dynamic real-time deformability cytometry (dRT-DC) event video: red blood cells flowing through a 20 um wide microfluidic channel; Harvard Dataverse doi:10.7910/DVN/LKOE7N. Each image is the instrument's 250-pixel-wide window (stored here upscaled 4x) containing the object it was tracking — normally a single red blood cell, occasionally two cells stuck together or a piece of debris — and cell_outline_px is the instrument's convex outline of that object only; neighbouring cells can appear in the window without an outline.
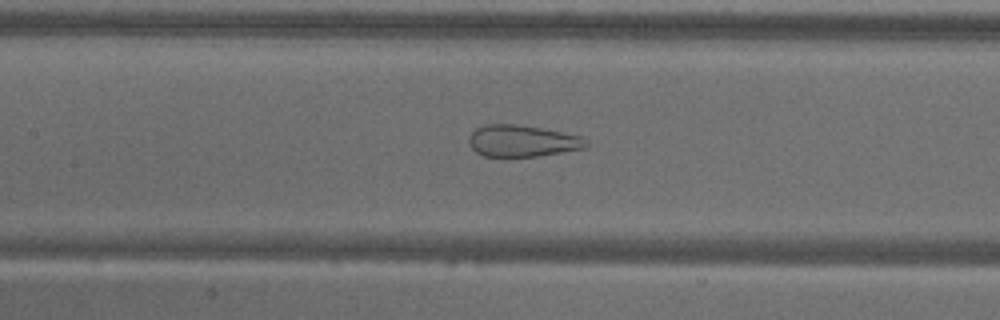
{"species": "common noctule bat (a hibernating species)", "species_latin": "Nyctalus noctula", "temperature_condition": "warm", "stored_images_in_passage": 54, "camera_frame_rate_fps": 3000, "um_per_image_px": 0.085, "animal": {"sex": "male", "body_mass_g": 18.8}, "frame": {"image": 1, "passage_image": 24, "time_ms": 7.667, "image_size_px": [1000, 320], "cell_outline_px": [[588, 144], [584, 148], [536, 156], [484, 156], [476, 152], [468, 144], [468, 136], [476, 128], [484, 124], [516, 124], [540, 128], [580, 136], [588, 140]], "centroid_in_image_um": [44.34, 11.97], "position_along_channel_um": 163.1, "area_um2": 21.44}}
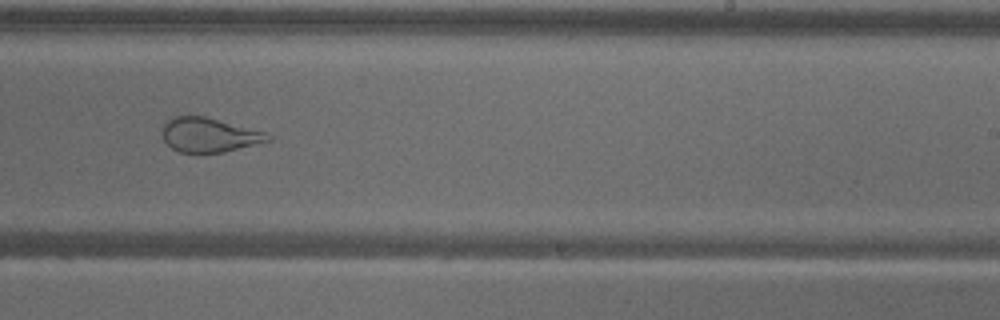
{"frame": {"image": 2, "passage_image": 33, "time_ms": 10.667, "image_size_px": [1000, 320], "cell_outline_px": [[272, 140], [224, 152], [180, 152], [172, 148], [164, 140], [164, 120], [172, 116], [204, 116], [268, 132], [272, 136]], "centroid_in_image_um": [17.81, 11.45], "position_along_channel_um": 271.2, "area_um2": 21.1}}
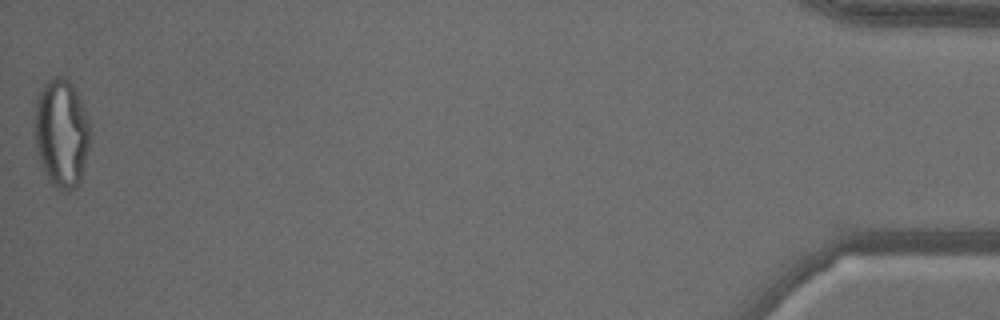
{"frame": {"image": 3, "passage_image": 54, "time_ms": 17.667, "image_size_px": [1000, 320], "cell_outline_px": [[92, 132], [80, 180], [68, 192], [60, 192], [48, 180], [40, 164], [32, 132], [36, 96], [44, 84], [52, 76], [64, 76], [72, 84], [80, 100], [88, 120]], "centroid_in_image_um": [5.18, 11.3], "position_along_channel_um": 430.0, "area_um2": 35.72}}